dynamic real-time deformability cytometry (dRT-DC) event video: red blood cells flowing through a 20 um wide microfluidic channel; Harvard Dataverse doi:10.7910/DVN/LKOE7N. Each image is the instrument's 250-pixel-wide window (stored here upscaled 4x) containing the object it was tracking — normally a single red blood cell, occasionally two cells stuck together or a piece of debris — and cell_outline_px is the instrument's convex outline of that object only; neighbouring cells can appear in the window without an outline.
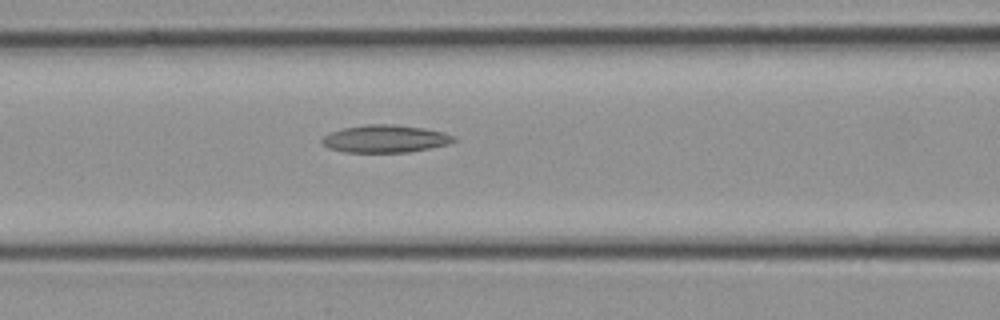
{"species": "common noctule bat (a hibernating species)", "species_latin": "Nyctalus noctula", "temperature_condition": "cold", "stored_images_in_passage": 8, "camera_frame_rate_fps": 3000, "um_per_image_px": 0.085, "animal": {"sex": "female", "body_mass_g": 21.9}, "frame": {"image": 1, "passage_image": 4, "time_ms": 1.0, "image_size_px": [1000, 320], "cell_outline_px": [[456, 140], [448, 144], [408, 152], [344, 152], [328, 148], [320, 140], [328, 132], [344, 128], [364, 124], [392, 124], [424, 128], [444, 132], [456, 136]], "centroid_in_image_um": [32.73, 11.79], "position_along_channel_um": 133.9, "area_um2": 21.21}}
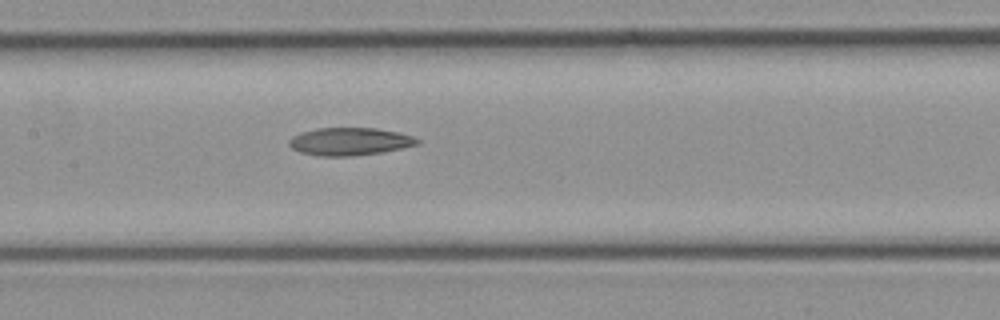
{"frame": {"image": 2, "passage_image": 6, "time_ms": 1.667, "image_size_px": [1000, 320], "cell_outline_px": [[420, 144], [380, 152], [352, 156], [320, 156], [300, 152], [292, 148], [288, 144], [288, 140], [292, 136], [300, 132], [316, 128], [376, 128], [400, 132], [412, 136], [420, 140]], "centroid_in_image_um": [29.7, 12.02], "position_along_channel_um": 177.7, "area_um2": 20.75}}
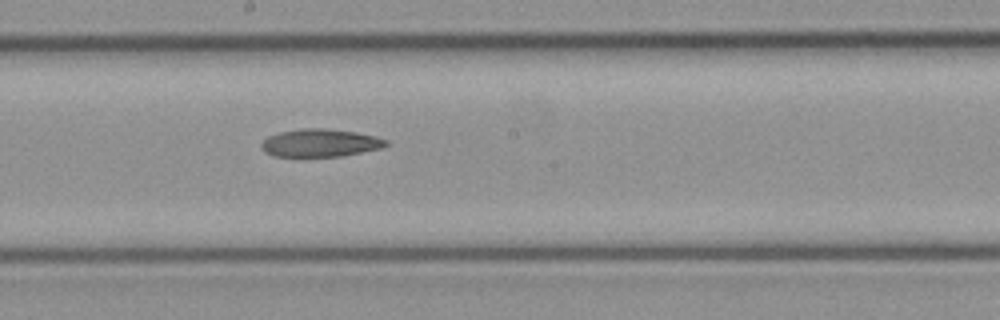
{"frame": {"image": 3, "passage_image": 8, "time_ms": 2.333, "image_size_px": [1000, 320], "cell_outline_px": [[388, 144], [384, 148], [340, 156], [272, 156], [264, 152], [260, 148], [260, 144], [268, 136], [280, 132], [300, 128], [328, 128], [356, 132], [376, 136], [388, 140]], "centroid_in_image_um": [27.22, 12.14], "position_along_channel_um": 221.0, "area_um2": 20.4}}